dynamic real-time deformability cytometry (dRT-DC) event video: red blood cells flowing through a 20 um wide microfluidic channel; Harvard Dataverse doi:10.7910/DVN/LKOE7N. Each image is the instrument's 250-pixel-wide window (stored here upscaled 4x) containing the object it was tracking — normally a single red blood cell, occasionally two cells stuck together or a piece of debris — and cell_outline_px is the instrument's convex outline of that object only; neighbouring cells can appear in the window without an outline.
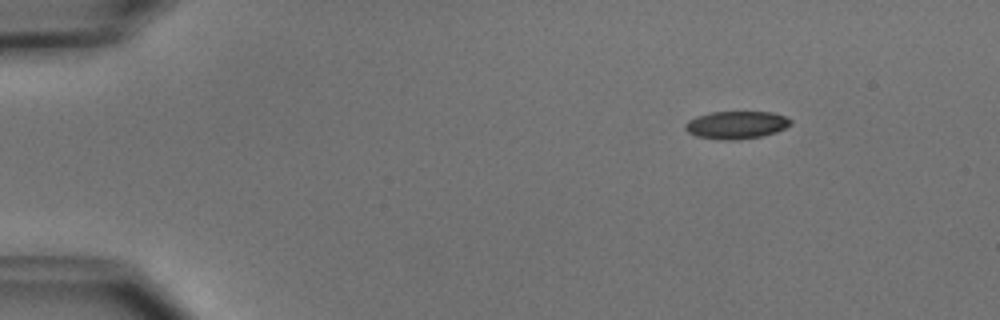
{"species": "common noctule bat (a hibernating species)", "species_latin": "Nyctalus noctula", "temperature_condition": "cold", "stored_images_in_passage": 6, "camera_frame_rate_fps": 3000, "um_per_image_px": 0.085, "animal": {"sex": "male", "body_mass_g": 15.6}, "frame": {"image": 1, "passage_image": 6, "time_ms": 6.667, "image_size_px": [1000, 320], "cell_outline_px": [[792, 124], [776, 132], [760, 136], [740, 140], [720, 140], [696, 136], [688, 132], [684, 128], [684, 124], [688, 120], [696, 116], [712, 112], [772, 112], [784, 116], [792, 120]], "centroid_in_image_um": [62.57, 10.62], "position_along_channel_um": 22.4, "area_um2": 17.11}}